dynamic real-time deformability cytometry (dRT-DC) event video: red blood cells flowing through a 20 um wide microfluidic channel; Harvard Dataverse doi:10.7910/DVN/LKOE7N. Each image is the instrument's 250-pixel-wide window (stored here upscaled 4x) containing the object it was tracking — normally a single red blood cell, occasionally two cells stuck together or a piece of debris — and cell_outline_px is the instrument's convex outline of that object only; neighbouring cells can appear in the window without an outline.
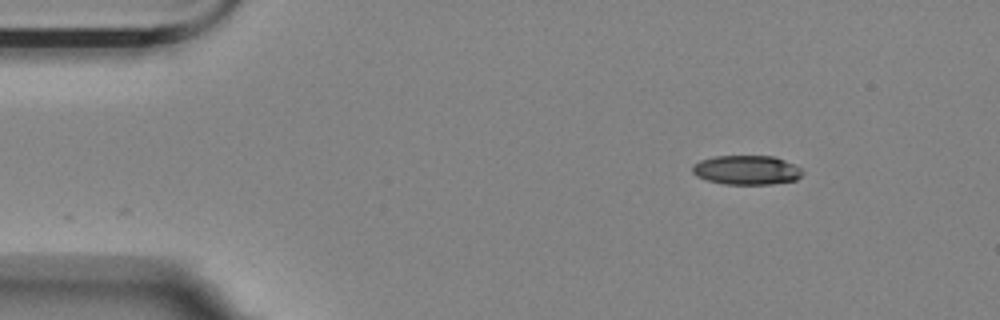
{"species": "Egyptian fruit bat (a non-hibernating species)", "species_latin": "Rousettus aegyptiacus", "temperature_condition": "room temperature", "stored_images_in_passage": 4, "camera_frame_rate_fps": 3000, "um_per_image_px": 0.085, "animal": {"sex": "female"}, "frame": {"image": 1, "passage_image": 1, "time_ms": 0.0, "image_size_px": [1000, 320], "cell_outline_px": [[804, 172], [796, 180], [772, 184], [724, 184], [708, 180], [696, 176], [692, 172], [692, 164], [700, 160], [712, 156], [776, 156], [800, 168]], "centroid_in_image_um": [63.44, 14.45], "position_along_channel_um": 21.6, "area_um2": 18.84}}
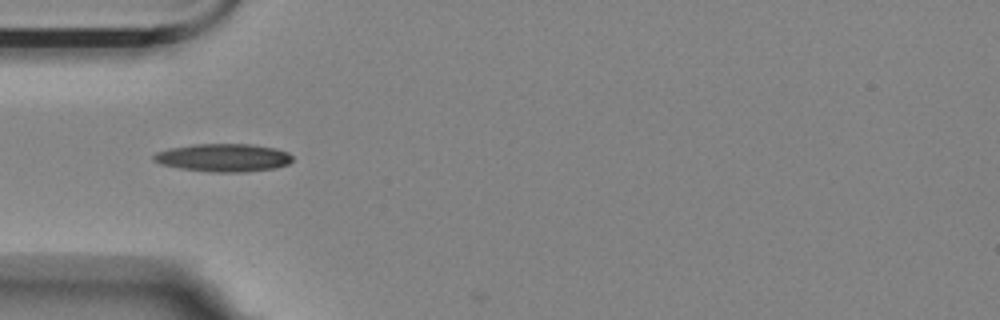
{"frame": {"image": 2, "passage_image": 4, "time_ms": 1.0, "image_size_px": [1000, 320], "cell_outline_px": [[292, 160], [288, 164], [276, 168], [244, 172], [216, 172], [180, 168], [160, 164], [152, 160], [152, 156], [156, 152], [168, 148], [192, 144], [252, 144], [276, 148], [288, 152], [292, 156]], "centroid_in_image_um": [18.98, 13.39], "position_along_channel_um": 66.0, "area_um2": 22.77}}